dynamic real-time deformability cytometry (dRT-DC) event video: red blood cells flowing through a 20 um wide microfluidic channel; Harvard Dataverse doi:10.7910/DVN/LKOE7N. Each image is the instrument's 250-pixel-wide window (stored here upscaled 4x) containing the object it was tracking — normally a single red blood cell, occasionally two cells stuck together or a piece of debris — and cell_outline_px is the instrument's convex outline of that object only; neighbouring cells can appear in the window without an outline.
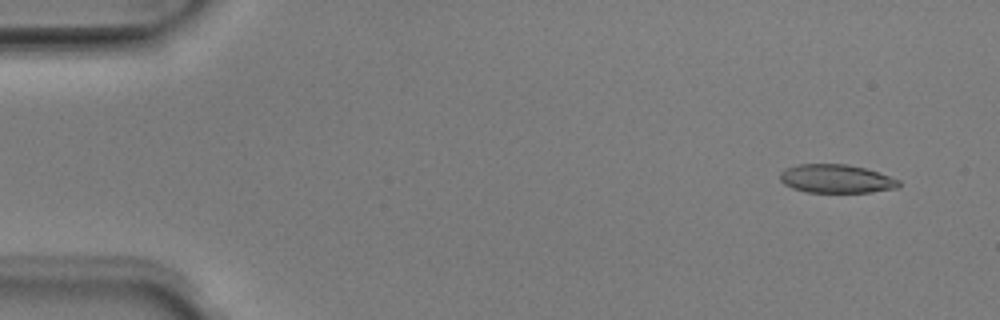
{"species": "Egyptian fruit bat (a non-hibernating species)", "species_latin": "Rousettus aegyptiacus", "temperature_condition": "room temperature", "stored_images_in_passage": 51, "camera_frame_rate_fps": 3000, "um_per_image_px": 0.085, "animal": {"sex": "male"}, "frame": {"image": 1, "passage_image": 4, "time_ms": 1.0, "image_size_px": [1000, 320], "cell_outline_px": [[900, 184], [896, 188], [872, 192], [808, 192], [792, 188], [784, 184], [780, 180], [780, 172], [784, 168], [796, 164], [848, 164], [864, 168], [900, 180]], "centroid_in_image_um": [71.03, 15.19], "position_along_channel_um": 14.0, "area_um2": 19.71}}
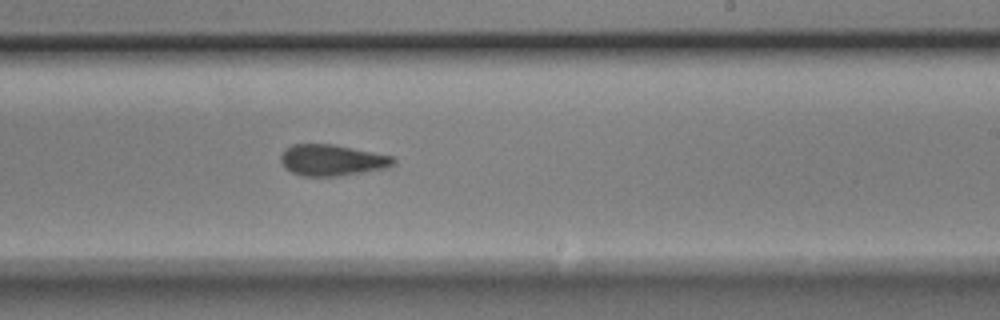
{"frame": {"image": 2, "passage_image": 31, "time_ms": 10.0, "image_size_px": [1000, 320], "cell_outline_px": [[396, 160], [392, 164], [384, 168], [364, 172], [340, 176], [304, 176], [292, 172], [284, 168], [280, 160], [280, 156], [284, 148], [292, 144], [332, 144], [392, 156]], "centroid_in_image_um": [28.15, 13.61], "position_along_channel_um": 260.8, "area_um2": 20.4}}
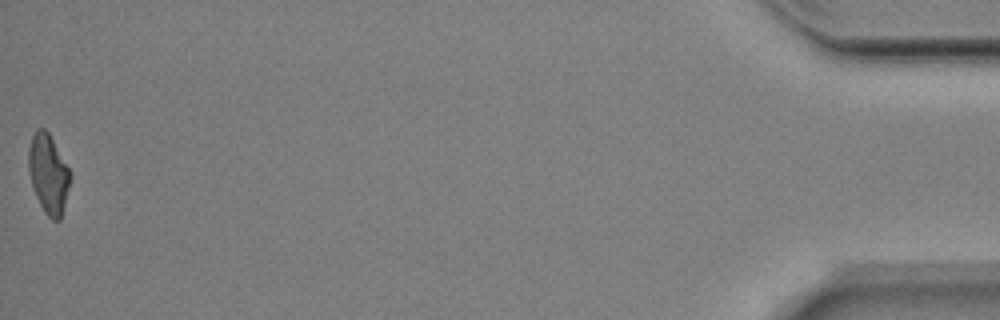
{"frame": {"image": 3, "passage_image": 51, "time_ms": 16.667, "image_size_px": [1000, 320], "cell_outline_px": [[72, 176], [60, 220], [52, 220], [44, 212], [36, 196], [32, 184], [28, 168], [28, 148], [32, 136], [36, 128], [44, 128], [48, 132], [68, 168]], "centroid_in_image_um": [4.1, 14.77], "position_along_channel_um": 431.1, "area_um2": 19.02}, "authors_computed_cell_mechanics": {"area_um2": 20.2878, "velocity_mm_per_s": 4.0224, "shape_relaxation_time_tau1_ms": 3.6502, "shape_relaxation_time_tau2_ms": 2.6163, "deformation_change_tau1": 0.1552, "deformation_change_tau2": 0.1183}}